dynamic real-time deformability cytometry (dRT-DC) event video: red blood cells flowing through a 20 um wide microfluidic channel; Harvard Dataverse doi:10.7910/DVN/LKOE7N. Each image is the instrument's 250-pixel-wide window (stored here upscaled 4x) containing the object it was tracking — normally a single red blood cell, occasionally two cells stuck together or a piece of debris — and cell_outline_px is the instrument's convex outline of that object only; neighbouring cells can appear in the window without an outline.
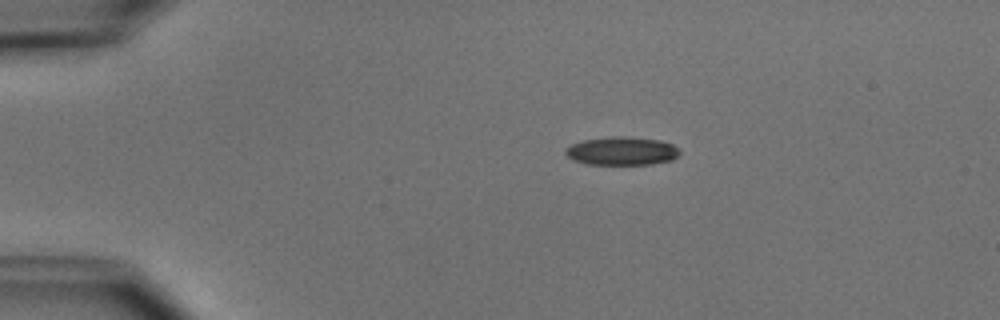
{"species": "common noctule bat (a hibernating species)", "species_latin": "Nyctalus noctula", "temperature_condition": "cold", "stored_images_in_passage": 2, "camera_frame_rate_fps": 3000, "um_per_image_px": 0.085, "animal": {"sex": "male", "body_mass_g": 15.6}, "frame": {"image": 1, "passage_image": 1, "time_ms": 0.0, "image_size_px": [1000, 320], "cell_outline_px": [[680, 152], [672, 160], [652, 164], [588, 164], [572, 160], [564, 152], [564, 148], [572, 144], [584, 140], [612, 136], [624, 136], [660, 140], [672, 144], [680, 148]], "centroid_in_image_um": [52.85, 12.83], "position_along_channel_um": 32.1, "area_um2": 18.9}}